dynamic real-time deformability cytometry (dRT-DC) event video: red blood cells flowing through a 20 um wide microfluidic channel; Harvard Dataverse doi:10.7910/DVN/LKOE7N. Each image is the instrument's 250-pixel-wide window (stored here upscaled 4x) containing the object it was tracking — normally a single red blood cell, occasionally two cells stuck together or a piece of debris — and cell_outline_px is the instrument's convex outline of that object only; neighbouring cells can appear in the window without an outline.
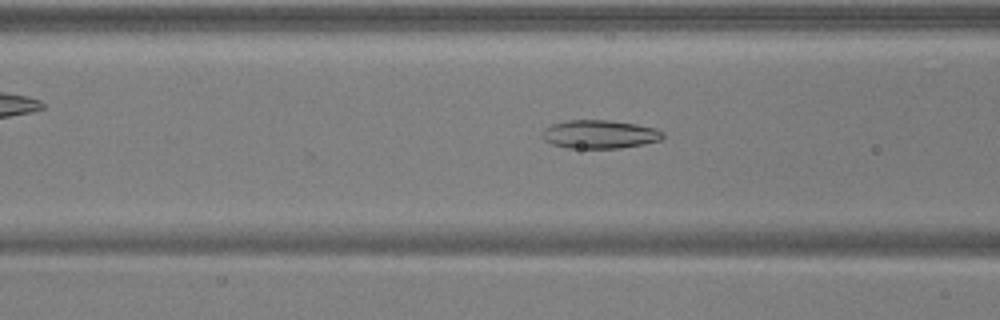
{"species": "common noctule bat (a hibernating species)", "species_latin": "Nyctalus noctula", "temperature_condition": "warm", "stored_images_in_passage": 35, "camera_frame_rate_fps": 3000, "um_per_image_px": 0.085, "animal": {"sex": "male", "body_mass_g": 17.9, "forearm_length_mm": 54.2}, "frame": {"image": 1, "passage_image": 9, "time_ms": 2.667, "image_size_px": [1000, 320], "cell_outline_px": [[664, 136], [660, 140], [644, 144], [620, 148], [568, 148], [552, 144], [544, 140], [544, 128], [552, 124], [568, 120], [608, 120], [636, 124], [652, 128], [664, 132]], "centroid_in_image_um": [50.97, 11.42], "position_along_channel_um": 115.6, "area_um2": 19.83}}
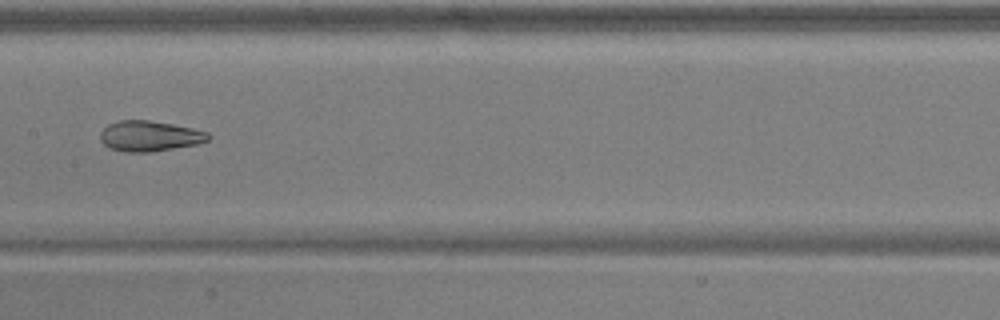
{"frame": {"image": 2, "passage_image": 15, "time_ms": 4.667, "image_size_px": [1000, 320], "cell_outline_px": [[208, 140], [196, 144], [148, 152], [124, 152], [108, 148], [100, 140], [100, 132], [108, 124], [120, 120], [148, 120], [172, 124], [192, 128], [208, 132]], "centroid_in_image_um": [12.66, 11.56], "position_along_channel_um": 194.7, "area_um2": 19.02}}
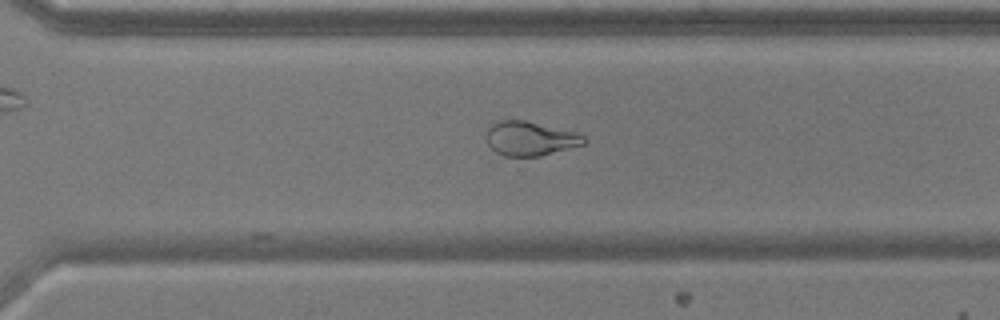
{"frame": {"image": 3, "passage_image": 25, "time_ms": 8.0, "image_size_px": [1000, 320], "cell_outline_px": [[588, 140], [584, 144], [540, 156], [504, 156], [496, 152], [488, 144], [488, 124], [496, 120], [524, 120], [580, 132]], "centroid_in_image_um": [45.09, 11.75], "position_along_channel_um": 325.5, "area_um2": 19.65}, "authors_computed_cell_mechanics": {"area_um2": 19.652, "velocity_mm_per_s": 3.9388, "shape_relaxation_time_tau1_ms": null, "shape_relaxation_time_tau2_ms": 2.1015, "deformation_change_tau1": null, "deformation_change_tau2": 0.085}}